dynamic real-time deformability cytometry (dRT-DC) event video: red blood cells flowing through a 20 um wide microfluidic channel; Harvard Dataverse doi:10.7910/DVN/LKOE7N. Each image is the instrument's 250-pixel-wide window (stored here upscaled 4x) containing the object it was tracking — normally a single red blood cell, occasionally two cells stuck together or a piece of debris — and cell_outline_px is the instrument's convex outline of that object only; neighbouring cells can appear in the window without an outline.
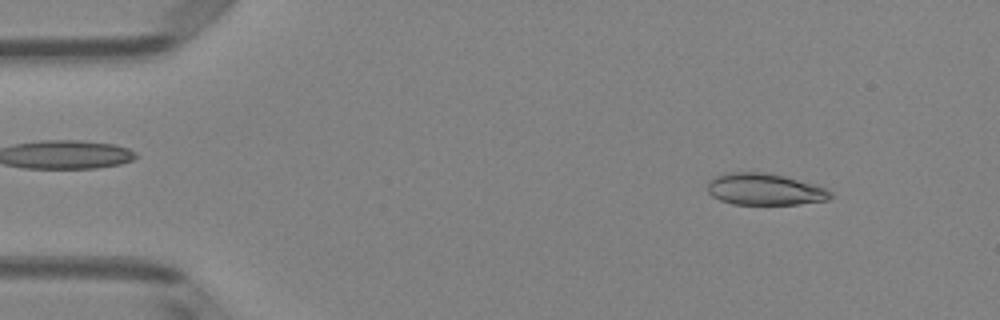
{"species": "Egyptian fruit bat (a non-hibernating species)", "species_latin": "Rousettus aegyptiacus", "temperature_condition": "room temperature", "stored_images_in_passage": 50, "camera_frame_rate_fps": 3000, "um_per_image_px": 0.085, "animal": {"sex": "female"}, "frame": {"image": 1, "passage_image": 5, "time_ms": 1.333, "image_size_px": [1000, 320], "cell_outline_px": [[832, 196], [828, 200], [800, 204], [732, 204], [720, 200], [712, 196], [708, 192], [708, 184], [716, 176], [728, 172], [764, 172], [784, 176], [816, 184], [832, 192]], "centroid_in_image_um": [65.02, 16.09], "position_along_channel_um": 20.0, "area_um2": 22.66}}
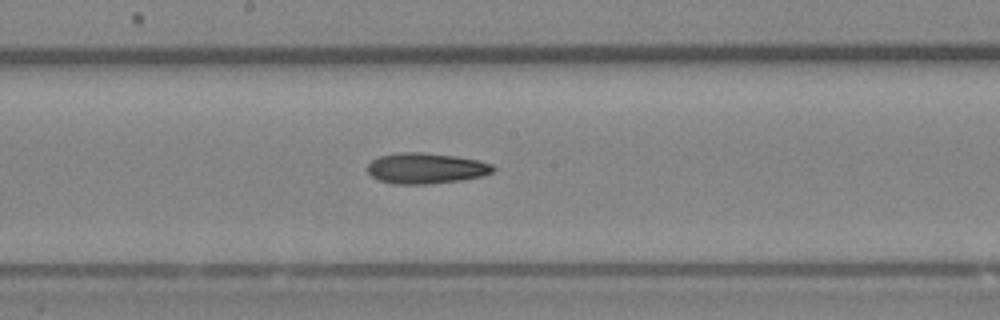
{"frame": {"image": 2, "passage_image": 26, "time_ms": 8.333, "image_size_px": [1000, 320], "cell_outline_px": [[496, 168], [492, 172], [484, 176], [460, 180], [428, 184], [392, 184], [380, 180], [372, 176], [368, 172], [368, 164], [372, 160], [380, 156], [400, 152], [420, 152], [456, 156], [476, 160], [492, 164]], "centroid_in_image_um": [36.21, 14.31], "position_along_channel_um": 212.0, "area_um2": 22.43}}
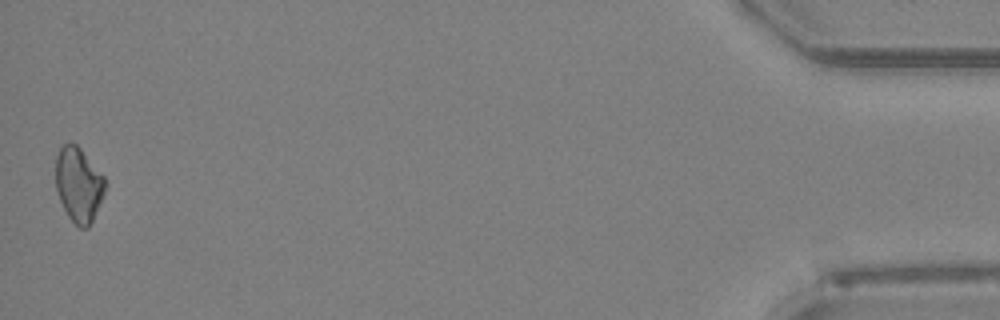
{"frame": {"image": 3, "passage_image": 49, "time_ms": 16.0, "image_size_px": [1000, 320], "cell_outline_px": [[108, 184], [92, 220], [88, 228], [80, 228], [68, 216], [60, 200], [56, 188], [56, 156], [60, 148], [64, 144], [76, 144], [80, 148], [104, 176]], "centroid_in_image_um": [6.69, 15.69], "position_along_channel_um": 428.5, "area_um2": 21.27}}